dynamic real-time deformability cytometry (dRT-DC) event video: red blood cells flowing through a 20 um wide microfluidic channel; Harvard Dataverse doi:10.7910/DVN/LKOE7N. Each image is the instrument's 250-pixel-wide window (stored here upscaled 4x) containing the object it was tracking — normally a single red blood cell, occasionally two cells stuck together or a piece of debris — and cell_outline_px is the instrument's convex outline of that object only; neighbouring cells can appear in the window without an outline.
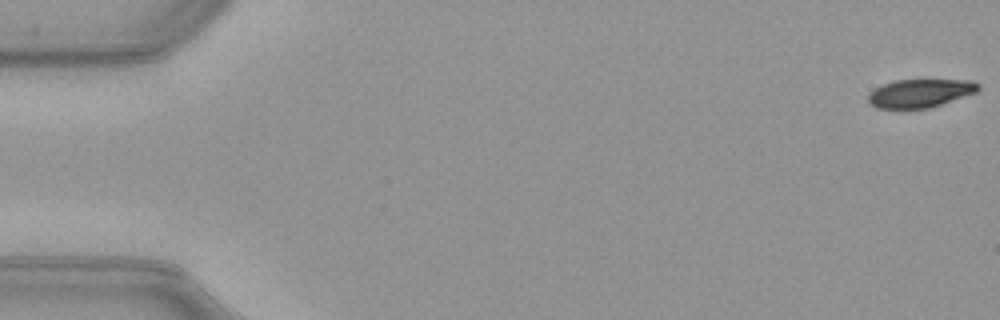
{"species": "common noctule bat (a hibernating species)", "species_latin": "Nyctalus noctula", "temperature_condition": "warm", "stored_images_in_passage": 8, "camera_frame_rate_fps": 3000, "um_per_image_px": 0.085, "animal": {"sex": "female", "body_mass_g": 21.9}, "frame": {"image": 1, "passage_image": 1, "time_ms": 0.0, "image_size_px": [1000, 320], "cell_outline_px": [[980, 88], [976, 92], [928, 108], [876, 108], [868, 104], [868, 92], [884, 84], [896, 80], [972, 80], [980, 84]], "centroid_in_image_um": [78.18, 7.92], "position_along_channel_um": 6.8, "area_um2": 18.03}}